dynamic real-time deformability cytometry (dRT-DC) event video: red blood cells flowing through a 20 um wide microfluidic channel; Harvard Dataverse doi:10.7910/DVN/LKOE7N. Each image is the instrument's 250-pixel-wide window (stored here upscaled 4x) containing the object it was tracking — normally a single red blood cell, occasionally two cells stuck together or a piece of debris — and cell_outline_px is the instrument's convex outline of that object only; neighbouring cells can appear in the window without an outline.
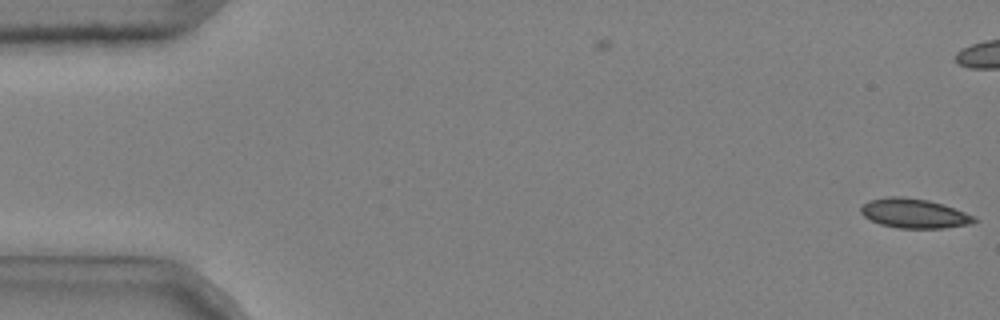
{"species": "common noctule bat (a hibernating species)", "species_latin": "Nyctalus noctula", "temperature_condition": "cold", "stored_images_in_passage": 4, "camera_frame_rate_fps": 3000, "um_per_image_px": 0.085, "animal": {"sex": "male", "body_mass_g": 20.4}, "frame": {"image": 1, "passage_image": 4, "time_ms": 1.0, "image_size_px": [1000, 320], "cell_outline_px": [[980, 220], [972, 224], [944, 228], [900, 228], [880, 224], [864, 216], [860, 212], [860, 208], [868, 200], [888, 196], [904, 196], [928, 200], [944, 204], [976, 216]], "centroid_in_image_um": [77.75, 18.13], "position_along_channel_um": 7.2, "area_um2": 19.71}}